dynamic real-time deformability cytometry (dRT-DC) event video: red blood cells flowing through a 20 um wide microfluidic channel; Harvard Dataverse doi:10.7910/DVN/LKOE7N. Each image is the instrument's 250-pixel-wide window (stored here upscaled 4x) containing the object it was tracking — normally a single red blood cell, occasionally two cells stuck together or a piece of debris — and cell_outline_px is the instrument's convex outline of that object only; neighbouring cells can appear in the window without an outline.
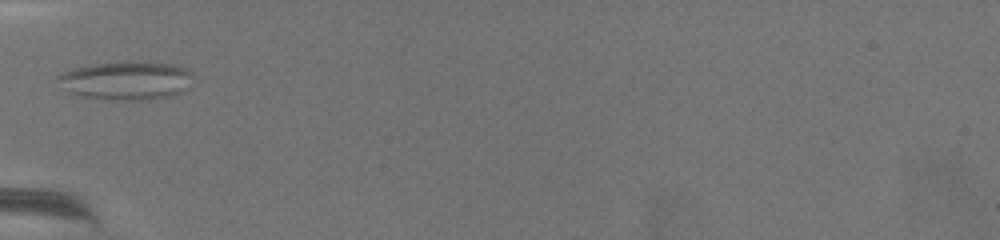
{"species": "common noctule bat (a hibernating species)", "species_latin": "Nyctalus noctula", "temperature_condition": "warm", "stored_images_in_passage": 9, "camera_frame_rate_fps": 3000, "um_per_image_px": 0.085, "animal": {"sex": "female", "body_mass_g": 19.5, "forearm_length_mm": 54.1}, "frame": {"image": 1, "passage_image": 1, "time_ms": 0.0, "image_size_px": [1000, 240], "cell_outline_px": [[192, 76], [180, 92], [172, 96], [144, 100], [124, 100], [72, 96], [56, 80], [56, 76], [64, 72], [76, 68], [92, 64], [132, 60], [168, 64], [188, 68], [192, 72]], "centroid_in_image_um": [10.67, 6.84], "position_along_channel_um": 74.3, "area_um2": 30.4}}